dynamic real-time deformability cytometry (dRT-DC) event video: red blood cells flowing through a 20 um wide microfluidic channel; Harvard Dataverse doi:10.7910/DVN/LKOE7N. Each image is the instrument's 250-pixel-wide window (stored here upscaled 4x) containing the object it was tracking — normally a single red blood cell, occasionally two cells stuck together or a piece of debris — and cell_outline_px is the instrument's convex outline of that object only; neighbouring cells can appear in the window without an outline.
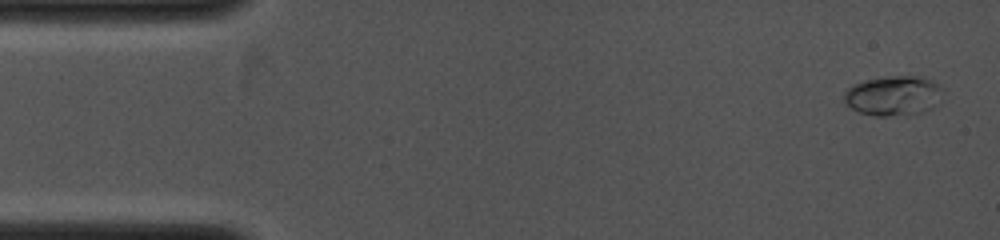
{"species": "common noctule bat (a hibernating species)", "species_latin": "Nyctalus noctula", "temperature_condition": "cold", "stored_images_in_passage": 8, "camera_frame_rate_fps": 4000, "um_per_image_px": 0.085, "animal": {"sex": "female", "body_mass_g": 19.0, "forearm_length_mm": 53.3}, "frame": {"image": 1, "passage_image": 1, "time_ms": 0.0, "image_size_px": [1000, 240], "cell_outline_px": [[940, 100], [932, 108], [920, 112], [888, 116], [876, 116], [860, 112], [852, 108], [844, 100], [844, 92], [852, 84], [868, 80], [892, 76], [924, 76], [936, 80], [940, 88]], "centroid_in_image_um": [75.95, 8.11], "position_along_channel_um": 9.1, "area_um2": 22.66}}
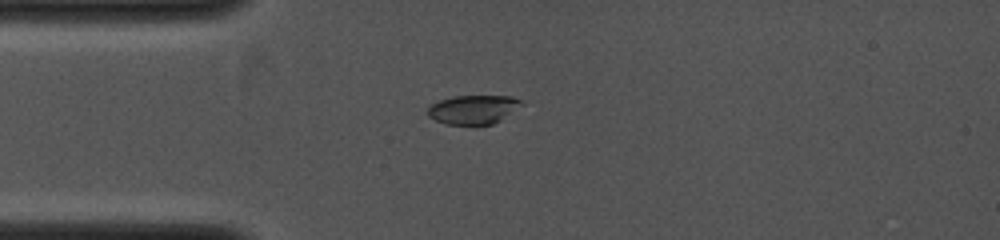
{"frame": {"image": 2, "passage_image": 7, "time_ms": 2.75, "image_size_px": [1000, 240], "cell_outline_px": [[524, 104], [500, 120], [492, 124], [448, 124], [436, 120], [428, 116], [428, 108], [432, 104], [440, 100], [456, 96], [512, 96], [524, 100]], "centroid_in_image_um": [40.27, 9.29], "position_along_channel_um": 44.7, "area_um2": 15.66}}